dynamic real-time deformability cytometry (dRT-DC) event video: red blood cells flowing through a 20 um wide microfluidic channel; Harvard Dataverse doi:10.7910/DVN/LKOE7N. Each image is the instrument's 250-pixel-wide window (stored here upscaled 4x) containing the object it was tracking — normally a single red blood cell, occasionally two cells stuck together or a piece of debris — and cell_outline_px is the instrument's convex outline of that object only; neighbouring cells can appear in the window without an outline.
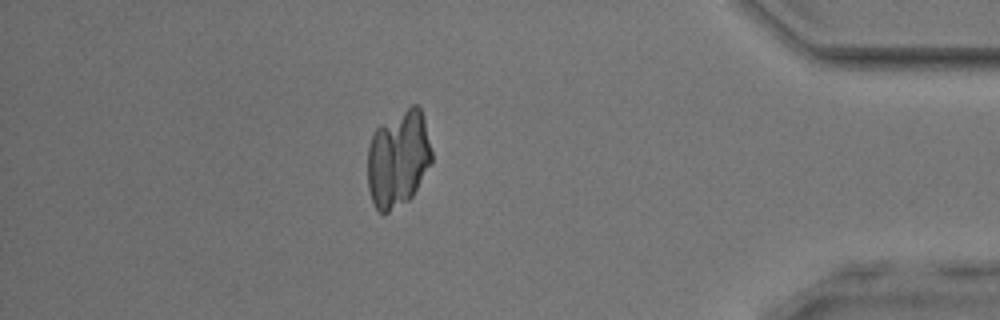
{"species": "common noctule bat (a hibernating species)", "species_latin": "Nyctalus noctula", "temperature_condition": "room temperature", "stored_images_in_passage": 52, "camera_frame_rate_fps": 3000, "um_per_image_px": 0.085, "animal": {"sex": "male", "body_mass_g": 17.9, "forearm_length_mm": 54.2}, "frame": {"image": 1, "passage_image": 46, "time_ms": 15.0, "image_size_px": [1000, 320], "cell_outline_px": [[432, 164], [412, 196], [408, 200], [384, 216], [376, 208], [372, 200], [368, 188], [368, 148], [372, 132], [380, 124], [412, 104], [416, 104], [420, 108], [424, 120], [432, 152]], "centroid_in_image_um": [33.84, 13.5], "position_along_channel_um": 401.4, "area_um2": 36.53}}